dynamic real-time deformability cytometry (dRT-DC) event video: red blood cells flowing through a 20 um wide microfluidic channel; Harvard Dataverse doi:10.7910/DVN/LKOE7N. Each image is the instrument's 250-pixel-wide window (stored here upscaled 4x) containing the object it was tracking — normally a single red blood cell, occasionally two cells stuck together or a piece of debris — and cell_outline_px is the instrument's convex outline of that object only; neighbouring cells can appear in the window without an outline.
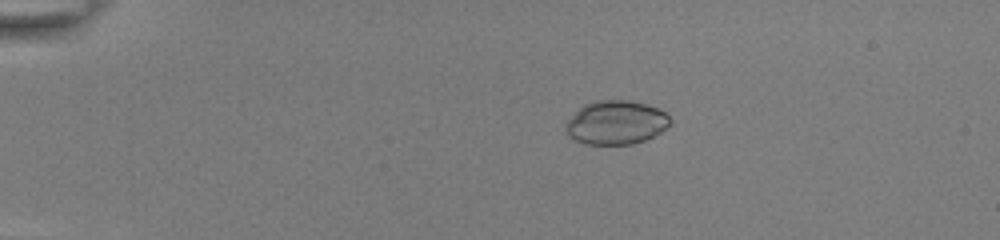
{"species": "common noctule bat (a hibernating species)", "species_latin": "Nyctalus noctula", "temperature_condition": "room temperature", "stored_images_in_passage": 16, "camera_frame_rate_fps": 3000, "um_per_image_px": 0.085, "animal": {"sex": "female", "body_mass_g": 22.0, "forearm_length_mm": 56.7}, "frame": {"image": 1, "passage_image": 12, "time_ms": 3.667, "image_size_px": [1000, 240], "cell_outline_px": [[672, 124], [660, 132], [644, 140], [632, 144], [584, 144], [568, 136], [564, 132], [564, 128], [568, 120], [584, 104], [592, 100], [628, 100], [648, 104], [664, 112], [672, 120]], "centroid_in_image_um": [52.35, 10.41], "position_along_channel_um": 32.7, "area_um2": 26.76}}